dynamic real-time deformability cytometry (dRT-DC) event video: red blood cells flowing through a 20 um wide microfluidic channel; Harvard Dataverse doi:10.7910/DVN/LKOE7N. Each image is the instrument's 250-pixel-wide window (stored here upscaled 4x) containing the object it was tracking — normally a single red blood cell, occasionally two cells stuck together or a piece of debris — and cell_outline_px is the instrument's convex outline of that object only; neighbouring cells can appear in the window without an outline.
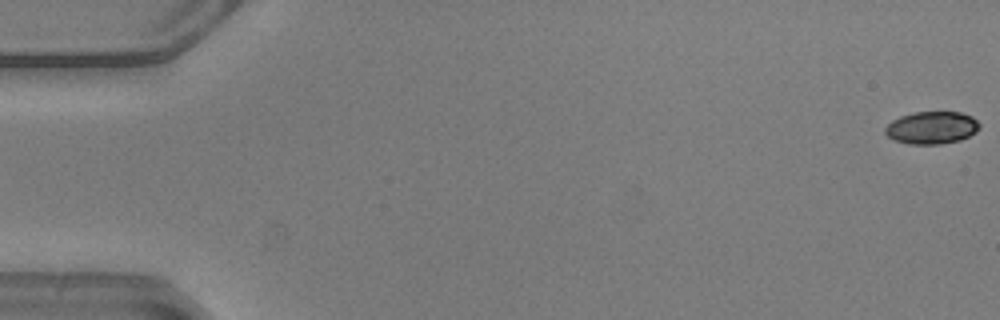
{"species": "common noctule bat (a hibernating species)", "species_latin": "Nyctalus noctula", "temperature_condition": "warm", "stored_images_in_passage": 53, "camera_frame_rate_fps": 3000, "um_per_image_px": 0.085, "animal": {"sex": "male", "body_mass_g": 20.5, "forearm_length_mm": 52.5}, "frame": {"image": 1, "passage_image": 1, "time_ms": 0.0, "image_size_px": [1000, 320], "cell_outline_px": [[980, 128], [976, 132], [960, 140], [940, 144], [912, 144], [896, 140], [888, 136], [884, 132], [884, 128], [892, 120], [900, 116], [912, 112], [960, 112], [972, 116], [980, 124]], "centroid_in_image_um": [79.2, 10.84], "position_along_channel_um": 5.8, "area_um2": 17.86}}
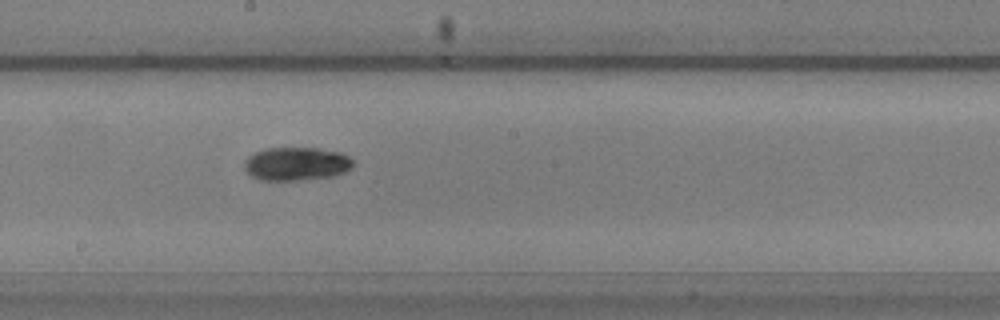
{"frame": {"image": 2, "passage_image": 30, "time_ms": 9.667, "image_size_px": [1000, 320], "cell_outline_px": [[352, 168], [336, 176], [296, 180], [260, 180], [252, 176], [244, 168], [244, 160], [248, 156], [264, 148], [320, 148], [340, 152], [348, 156], [352, 160]], "centroid_in_image_um": [25.19, 13.92], "position_along_channel_um": 223.0, "area_um2": 21.21}}
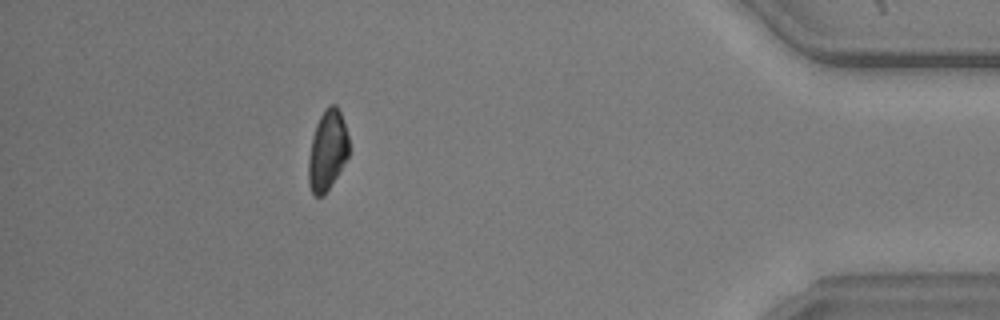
{"frame": {"image": 3, "passage_image": 48, "time_ms": 15.667, "image_size_px": [1000, 320], "cell_outline_px": [[348, 156], [324, 196], [316, 196], [312, 192], [308, 184], [308, 156], [312, 136], [316, 124], [324, 108], [328, 104], [336, 104], [340, 112], [348, 136]], "centroid_in_image_um": [27.8, 12.77], "position_along_channel_um": 407.4, "area_um2": 18.84}, "authors_computed_cell_mechanics": {"area_um2": 19.3052, "velocity_mm_per_s": 3.8946, "shape_relaxation_time_tau1_ms": 2.7133, "shape_relaxation_time_tau2_ms": null, "deformation_change_tau1": 0.132, "deformation_change_tau2": null}}